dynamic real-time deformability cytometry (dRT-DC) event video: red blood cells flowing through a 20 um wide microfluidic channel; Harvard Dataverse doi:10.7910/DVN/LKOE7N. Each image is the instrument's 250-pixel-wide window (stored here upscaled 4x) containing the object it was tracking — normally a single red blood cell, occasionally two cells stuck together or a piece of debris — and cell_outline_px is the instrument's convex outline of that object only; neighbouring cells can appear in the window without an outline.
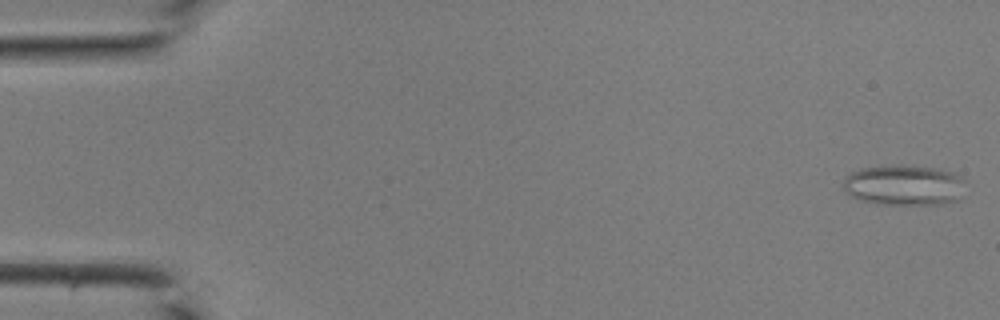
{"species": "common noctule bat (a hibernating species)", "species_latin": "Nyctalus noctula", "temperature_condition": "room temperature", "stored_images_in_passage": 42, "camera_frame_rate_fps": 3000, "um_per_image_px": 0.085, "animal": {"sex": "male", "body_mass_g": 19.0, "forearm_length_mm": 50.8}, "frame": {"image": 1, "passage_image": 1, "time_ms": 0.0, "image_size_px": [1000, 320], "cell_outline_px": [[964, 196], [956, 200], [944, 204], [876, 204], [860, 200], [852, 196], [840, 184], [844, 176], [860, 168], [892, 164], [932, 168], [952, 172], [960, 176], [964, 180]], "centroid_in_image_um": [76.83, 15.74], "position_along_channel_um": 8.2, "area_um2": 29.25}}
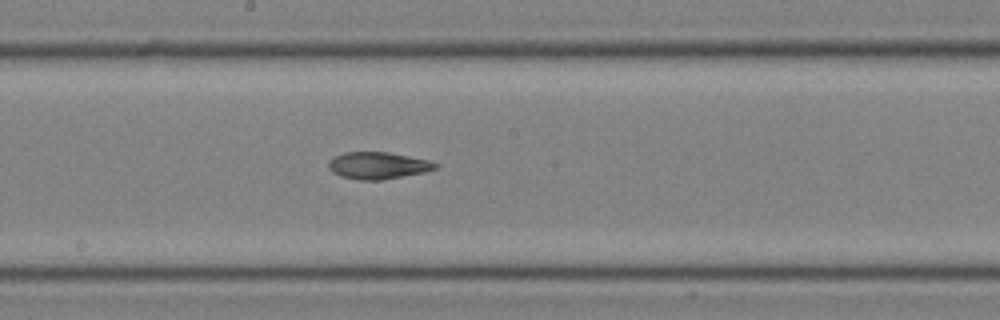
{"frame": {"image": 2, "passage_image": 23, "time_ms": 7.333, "image_size_px": [1000, 320], "cell_outline_px": [[436, 168], [424, 172], [380, 180], [360, 180], [340, 176], [332, 172], [328, 168], [328, 160], [344, 152], [388, 152], [428, 160], [436, 164]], "centroid_in_image_um": [32.06, 14.07], "position_along_channel_um": 216.1, "area_um2": 16.59}}
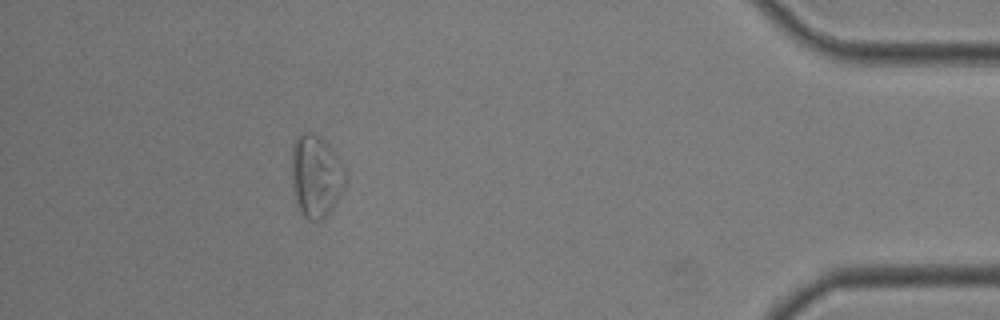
{"frame": {"image": 3, "passage_image": 38, "time_ms": 12.333, "image_size_px": [1000, 320], "cell_outline_px": [[348, 176], [332, 208], [320, 220], [312, 220], [304, 216], [300, 212], [296, 204], [292, 180], [292, 144], [296, 136], [300, 132], [308, 132], [324, 140], [328, 144], [344, 168]], "centroid_in_image_um": [26.83, 14.94], "position_along_channel_um": 408.4, "area_um2": 25.43}}